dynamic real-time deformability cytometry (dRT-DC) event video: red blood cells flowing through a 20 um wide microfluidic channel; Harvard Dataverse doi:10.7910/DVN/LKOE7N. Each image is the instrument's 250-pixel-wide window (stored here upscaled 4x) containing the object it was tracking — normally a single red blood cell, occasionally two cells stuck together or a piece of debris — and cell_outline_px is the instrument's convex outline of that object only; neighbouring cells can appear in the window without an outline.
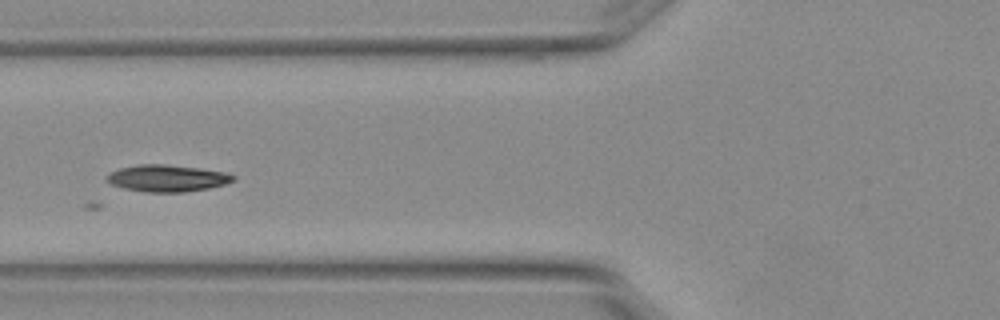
{"species": "Egyptian fruit bat (a non-hibernating species)", "species_latin": "Rousettus aegyptiacus", "temperature_condition": "warm", "stored_images_in_passage": 5, "camera_frame_rate_fps": 3000, "um_per_image_px": 0.085, "animal": {"sex": "female"}, "frame": {"image": 1, "passage_image": 5, "time_ms": 1.333, "image_size_px": [1000, 320], "cell_outline_px": [[236, 180], [224, 184], [208, 188], [184, 192], [144, 192], [124, 188], [112, 184], [104, 180], [112, 172], [120, 168], [140, 164], [164, 164], [228, 172], [236, 176]], "centroid_in_image_um": [14.24, 15.15], "position_along_channel_um": 111.6, "area_um2": 19.65}}